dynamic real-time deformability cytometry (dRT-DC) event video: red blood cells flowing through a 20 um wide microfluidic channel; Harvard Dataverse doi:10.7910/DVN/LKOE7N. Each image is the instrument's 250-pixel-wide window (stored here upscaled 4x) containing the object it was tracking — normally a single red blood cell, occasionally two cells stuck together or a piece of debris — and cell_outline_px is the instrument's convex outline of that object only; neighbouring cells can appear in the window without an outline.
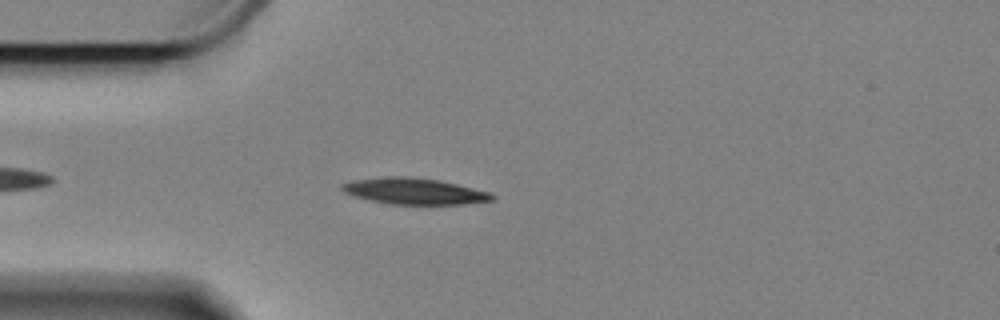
{"species": "Egyptian fruit bat (a non-hibernating species)", "species_latin": "Rousettus aegyptiacus", "temperature_condition": "cold", "stored_images_in_passage": 50, "camera_frame_rate_fps": 3000, "um_per_image_px": 0.085, "animal": {"sex": "female"}, "frame": {"image": 1, "passage_image": 6, "time_ms": 1.667, "image_size_px": [1000, 320], "cell_outline_px": [[496, 196], [492, 200], [464, 204], [388, 204], [368, 200], [352, 196], [344, 192], [340, 188], [340, 184], [352, 180], [392, 176], [404, 176], [436, 180], [456, 184], [488, 192]], "centroid_in_image_um": [35.13, 16.26], "position_along_channel_um": 49.9, "area_um2": 22.77}}
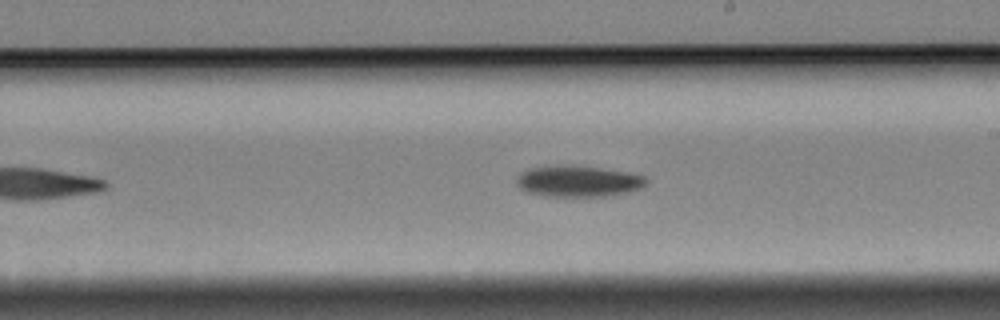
{"frame": {"image": 2, "passage_image": 24, "time_ms": 7.667, "image_size_px": [1000, 320], "cell_outline_px": [[648, 180], [644, 188], [612, 196], [544, 196], [524, 192], [516, 184], [516, 176], [520, 172], [528, 168], [552, 164], [572, 164], [624, 172], [644, 176]], "centroid_in_image_um": [49.08, 15.39], "position_along_channel_um": 239.9, "area_um2": 24.16}}
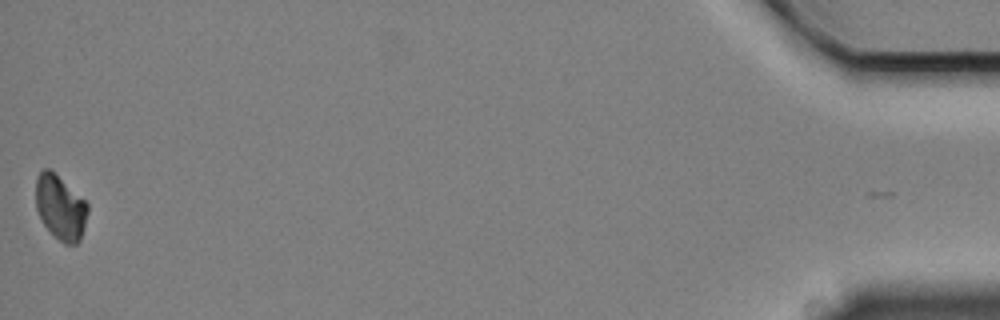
{"frame": {"image": 3, "passage_image": 50, "time_ms": 16.333, "image_size_px": [1000, 320], "cell_outline_px": [[88, 212], [80, 240], [76, 244], [64, 244], [44, 224], [36, 208], [36, 176], [44, 168], [48, 168], [84, 200], [88, 204]], "centroid_in_image_um": [5.13, 17.64], "position_along_channel_um": 430.1, "area_um2": 19.02}, "authors_computed_cell_mechanics": {"area_um2": 22.3975, "velocity_mm_per_s": 3.3087, "shape_relaxation_time_tau1_ms": 3.4885, "shape_relaxation_time_tau2_ms": null, "deformation_change_tau1": 0.1006, "deformation_change_tau2": null}}